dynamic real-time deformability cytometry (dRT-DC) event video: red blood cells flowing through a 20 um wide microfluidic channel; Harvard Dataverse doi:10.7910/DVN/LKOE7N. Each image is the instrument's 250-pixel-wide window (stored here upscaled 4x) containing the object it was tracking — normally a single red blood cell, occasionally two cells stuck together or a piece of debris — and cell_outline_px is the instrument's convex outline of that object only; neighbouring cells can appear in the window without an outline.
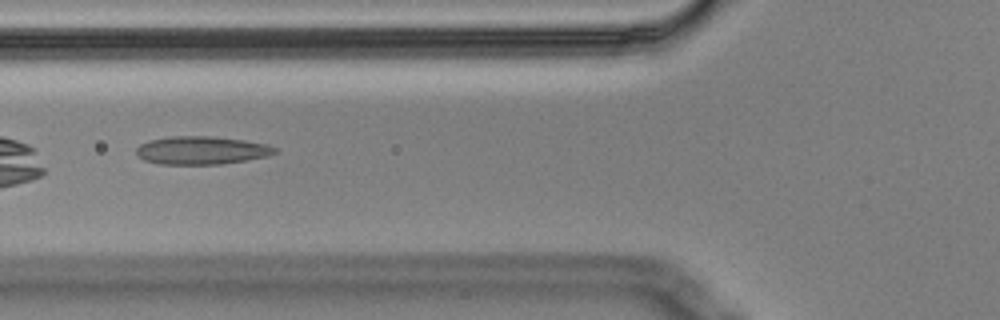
{"species": "Egyptian fruit bat (a non-hibernating species)", "species_latin": "Rousettus aegyptiacus", "temperature_condition": "cold", "stored_images_in_passage": 7, "camera_frame_rate_fps": 3000, "um_per_image_px": 0.085, "animal": {"sex": "male"}, "frame": {"image": 1, "passage_image": 2, "time_ms": 0.333, "image_size_px": [1000, 320], "cell_outline_px": [[276, 152], [268, 156], [220, 164], [160, 164], [144, 160], [136, 152], [136, 148], [140, 144], [148, 140], [172, 136], [212, 136], [244, 140], [268, 144], [276, 148]], "centroid_in_image_um": [17.12, 12.77], "position_along_channel_um": 108.7, "area_um2": 22.6}}
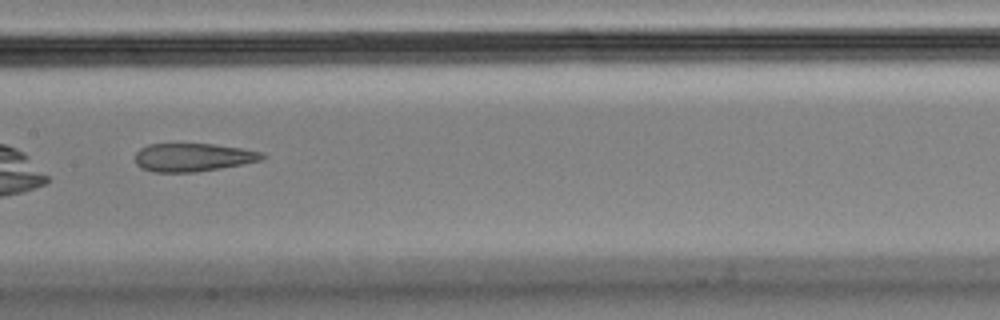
{"frame": {"image": 2, "passage_image": 4, "time_ms": 1.0, "image_size_px": [1000, 320], "cell_outline_px": [[268, 156], [260, 160], [220, 168], [196, 172], [152, 172], [140, 168], [136, 164], [136, 152], [140, 148], [148, 144], [212, 144], [240, 148], [264, 152]], "centroid_in_image_um": [16.38, 13.37], "position_along_channel_um": 191.0, "area_um2": 20.87}}
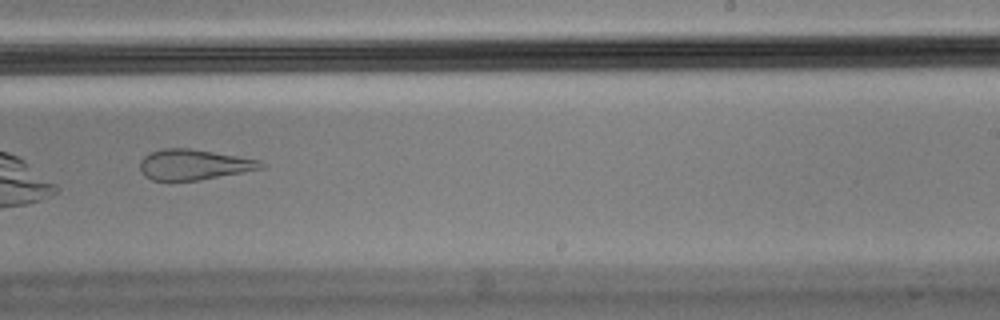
{"frame": {"image": 3, "passage_image": 6, "time_ms": 1.667, "image_size_px": [1000, 320], "cell_outline_px": [[264, 168], [244, 172], [200, 180], [152, 180], [144, 176], [140, 172], [140, 160], [144, 156], [152, 152], [164, 148], [188, 148], [260, 160], [264, 164]], "centroid_in_image_um": [16.45, 14.0], "position_along_channel_um": 272.5, "area_um2": 21.33}}